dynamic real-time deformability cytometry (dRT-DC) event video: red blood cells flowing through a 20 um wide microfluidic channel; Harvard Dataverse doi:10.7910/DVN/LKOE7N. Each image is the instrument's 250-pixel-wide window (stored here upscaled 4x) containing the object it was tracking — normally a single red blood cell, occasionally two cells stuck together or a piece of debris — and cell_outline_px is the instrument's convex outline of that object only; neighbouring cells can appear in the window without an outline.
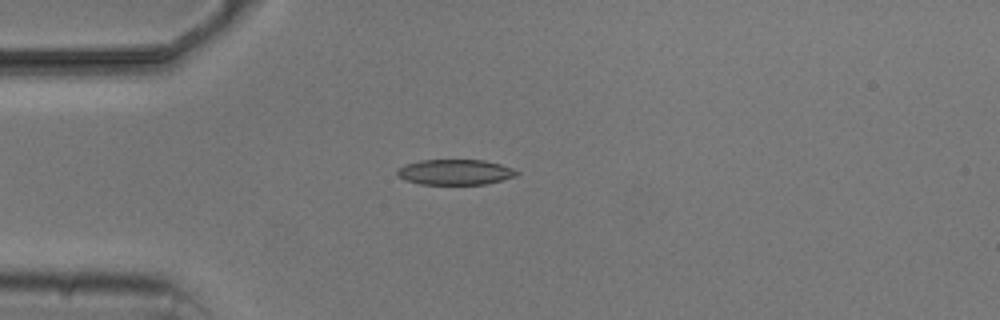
{"species": "common noctule bat (a hibernating species)", "species_latin": "Nyctalus noctula", "temperature_condition": "cold", "stored_images_in_passage": 4, "camera_frame_rate_fps": 3000, "um_per_image_px": 0.085, "animal": {"sex": "male", "body_mass_g": 20.5, "forearm_length_mm": 52.5}, "frame": {"image": 1, "passage_image": 4, "time_ms": 4.333, "image_size_px": [1000, 320], "cell_outline_px": [[520, 172], [516, 176], [484, 184], [420, 184], [396, 176], [396, 172], [404, 164], [420, 160], [484, 160], [500, 164], [512, 168]], "centroid_in_image_um": [38.67, 14.62], "position_along_channel_um": 46.3, "area_um2": 17.57}}